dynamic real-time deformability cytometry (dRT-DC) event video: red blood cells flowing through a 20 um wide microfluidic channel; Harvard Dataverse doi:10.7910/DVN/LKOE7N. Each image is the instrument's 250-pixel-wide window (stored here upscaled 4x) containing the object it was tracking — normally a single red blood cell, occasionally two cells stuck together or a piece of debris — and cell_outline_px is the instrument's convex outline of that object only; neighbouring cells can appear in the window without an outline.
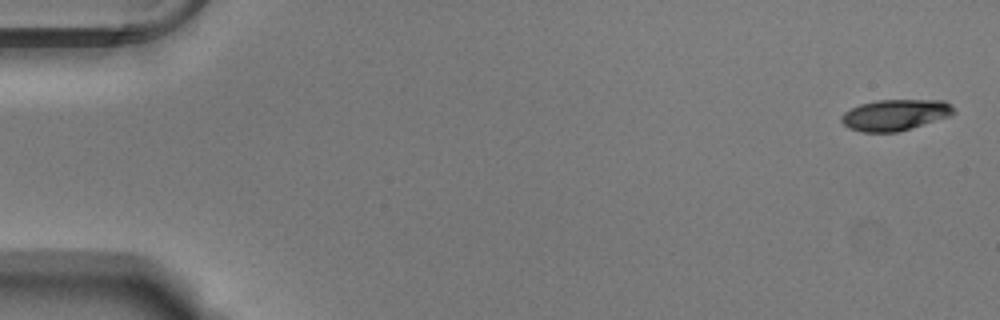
{"species": "Egyptian fruit bat (a non-hibernating species)", "species_latin": "Rousettus aegyptiacus", "temperature_condition": "warm", "stored_images_in_passage": 10, "camera_frame_rate_fps": 3000, "um_per_image_px": 0.085, "animal": {"sex": "male"}, "frame": {"image": 1, "passage_image": 1, "time_ms": 0.0, "image_size_px": [1000, 320], "cell_outline_px": [[956, 112], [948, 116], [896, 132], [860, 132], [848, 128], [840, 120], [840, 116], [844, 112], [860, 104], [876, 100], [944, 100]], "centroid_in_image_um": [76.01, 9.76], "position_along_channel_um": 9.0, "area_um2": 20.06}}